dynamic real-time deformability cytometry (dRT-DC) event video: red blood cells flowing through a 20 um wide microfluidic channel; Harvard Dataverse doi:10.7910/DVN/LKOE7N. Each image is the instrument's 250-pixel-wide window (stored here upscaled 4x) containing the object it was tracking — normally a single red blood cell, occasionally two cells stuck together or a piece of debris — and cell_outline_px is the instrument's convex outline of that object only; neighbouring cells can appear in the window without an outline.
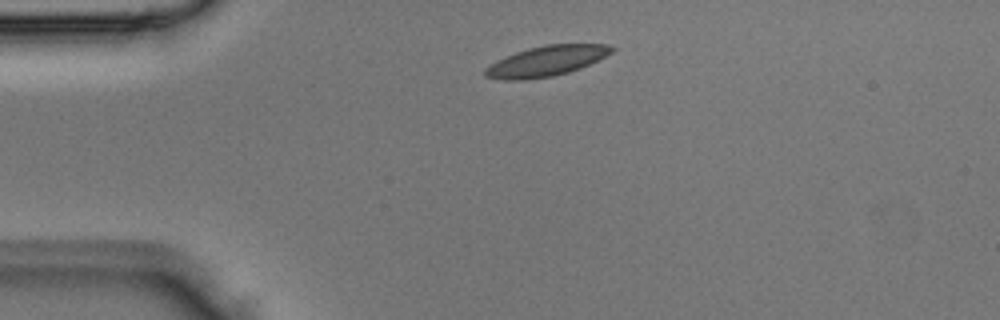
{"species": "Egyptian fruit bat (a non-hibernating species)", "species_latin": "Rousettus aegyptiacus", "temperature_condition": "room temperature", "stored_images_in_passage": 2, "camera_frame_rate_fps": 3000, "um_per_image_px": 0.085, "animal": {"sex": "male"}, "frame": {"image": 1, "passage_image": 1, "time_ms": 0.0, "image_size_px": [1000, 320], "cell_outline_px": [[616, 48], [612, 52], [580, 68], [568, 72], [552, 76], [524, 80], [504, 80], [484, 76], [484, 68], [496, 60], [516, 52], [528, 48], [548, 44], [608, 44]], "centroid_in_image_um": [46.4, 5.19], "position_along_channel_um": 38.6, "area_um2": 22.2}}
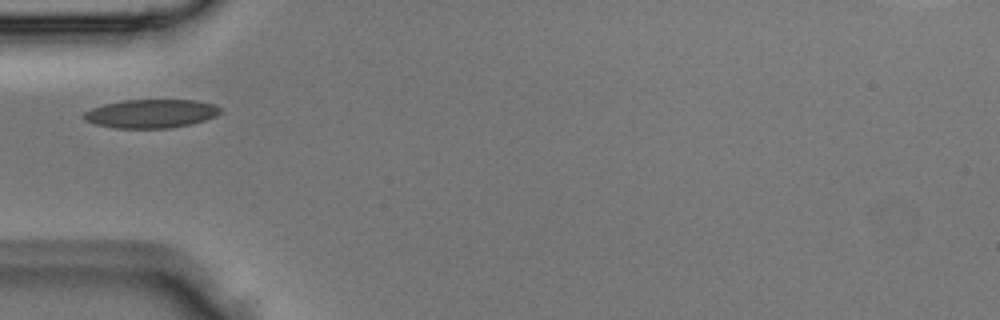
{"frame": {"image": 2, "passage_image": 2, "time_ms": 0.333, "image_size_px": [1000, 320], "cell_outline_px": [[220, 112], [216, 116], [192, 124], [168, 128], [116, 128], [96, 124], [84, 120], [80, 116], [84, 112], [92, 108], [104, 104], [124, 100], [196, 100], [216, 104], [220, 108]], "centroid_in_image_um": [12.83, 9.65], "position_along_channel_um": 72.2, "area_um2": 22.83}}